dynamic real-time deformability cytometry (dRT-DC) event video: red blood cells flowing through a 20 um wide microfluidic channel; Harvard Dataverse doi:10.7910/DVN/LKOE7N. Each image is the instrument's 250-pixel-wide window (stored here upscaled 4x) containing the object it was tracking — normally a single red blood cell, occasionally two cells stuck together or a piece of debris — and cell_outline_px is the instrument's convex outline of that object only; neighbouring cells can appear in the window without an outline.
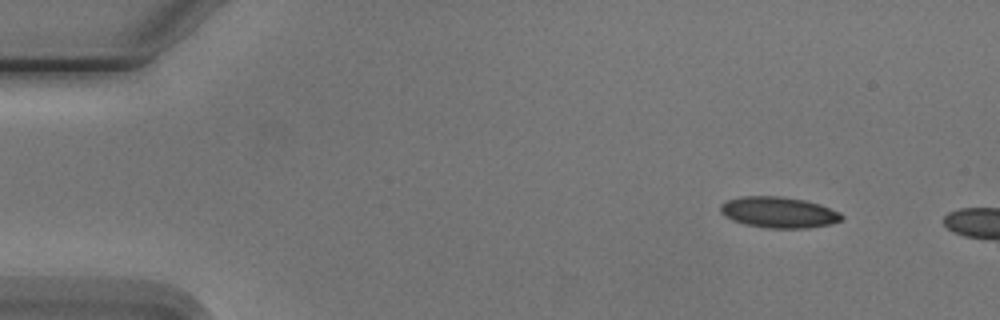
{"species": "Egyptian fruit bat (a non-hibernating species)", "species_latin": "Rousettus aegyptiacus", "temperature_condition": "cold", "stored_images_in_passage": 3, "camera_frame_rate_fps": 3000, "um_per_image_px": 0.085, "animal": {"sex": "male"}, "frame": {"image": 1, "passage_image": 1, "time_ms": 0.0, "image_size_px": [1000, 320], "cell_outline_px": [[844, 216], [840, 220], [832, 224], [808, 228], [768, 228], [744, 224], [732, 220], [724, 216], [720, 212], [720, 204], [724, 200], [740, 196], [780, 196], [804, 200], [820, 204], [840, 212]], "centroid_in_image_um": [66.16, 18.04], "position_along_channel_um": 18.8, "area_um2": 22.14}}